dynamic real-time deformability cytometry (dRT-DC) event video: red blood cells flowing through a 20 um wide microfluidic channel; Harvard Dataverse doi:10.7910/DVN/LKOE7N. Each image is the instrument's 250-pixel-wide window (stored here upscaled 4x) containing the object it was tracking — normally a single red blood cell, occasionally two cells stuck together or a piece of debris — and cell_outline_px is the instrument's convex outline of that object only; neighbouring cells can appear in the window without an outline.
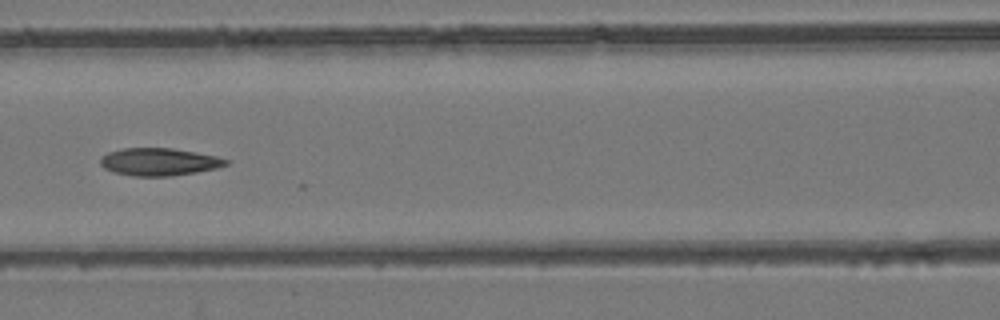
{"species": "common noctule bat (a hibernating species)", "species_latin": "Nyctalus noctula", "temperature_condition": "room temperature", "stored_images_in_passage": 9, "camera_frame_rate_fps": 3000, "um_per_image_px": 0.085, "animal": {"sex": "female", "body_mass_g": 24.6, "forearm_length_mm": 56.2}, "frame": {"image": 1, "passage_image": 7, "time_ms": 7.0, "image_size_px": [1000, 320], "cell_outline_px": [[232, 160], [228, 164], [216, 168], [196, 172], [172, 176], [132, 176], [116, 172], [104, 168], [100, 164], [100, 156], [108, 152], [124, 148], [172, 148], [196, 152], [216, 156]], "centroid_in_image_um": [13.53, 13.75], "position_along_channel_um": 153.1, "area_um2": 20.23}}